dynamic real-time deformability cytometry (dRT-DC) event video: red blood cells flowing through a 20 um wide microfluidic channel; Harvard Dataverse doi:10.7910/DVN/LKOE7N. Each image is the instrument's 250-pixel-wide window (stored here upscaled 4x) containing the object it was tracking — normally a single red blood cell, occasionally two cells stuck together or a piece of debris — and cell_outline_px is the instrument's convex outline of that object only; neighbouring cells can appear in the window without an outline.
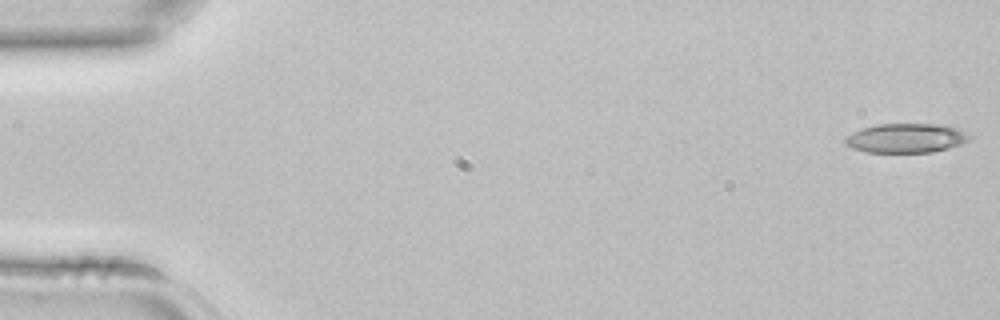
{"species": "common noctule bat (a hibernating species)", "species_latin": "Nyctalus noctula", "temperature_condition": "room temperature", "stored_images_in_passage": 43, "camera_frame_rate_fps": 3000, "um_per_image_px": 0.085, "animal": {"sex": "female", "body_mass_g": 22.7, "forearm_length_mm": 54.2}, "frame": {"image": 1, "passage_image": 1, "time_ms": 0.0, "image_size_px": [1000, 320], "cell_outline_px": [[972, 136], [968, 140], [960, 144], [948, 148], [932, 152], [864, 152], [852, 148], [844, 144], [844, 136], [860, 128], [876, 124], [944, 124], [960, 128]], "centroid_in_image_um": [76.99, 11.73], "position_along_channel_um": 8.0, "area_um2": 21.56}}
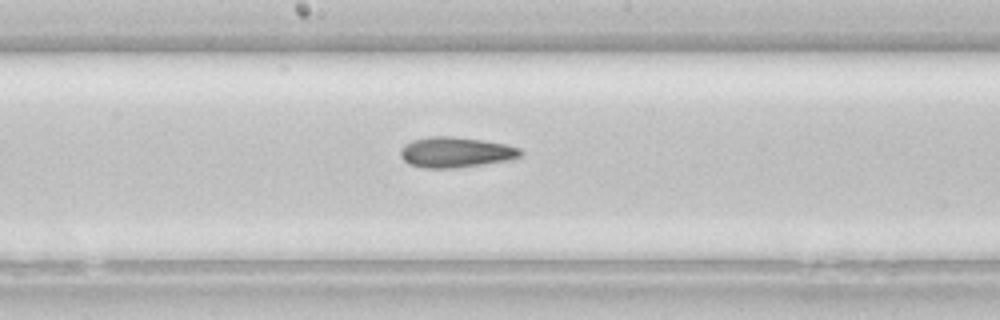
{"frame": {"image": 2, "passage_image": 23, "time_ms": 7.333, "image_size_px": [1000, 320], "cell_outline_px": [[524, 152], [520, 156], [508, 160], [456, 168], [424, 168], [408, 164], [400, 156], [400, 148], [404, 144], [412, 140], [428, 136], [452, 136], [484, 140], [504, 144], [520, 148]], "centroid_in_image_um": [38.7, 12.93], "position_along_channel_um": 209.5, "area_um2": 21.44}}
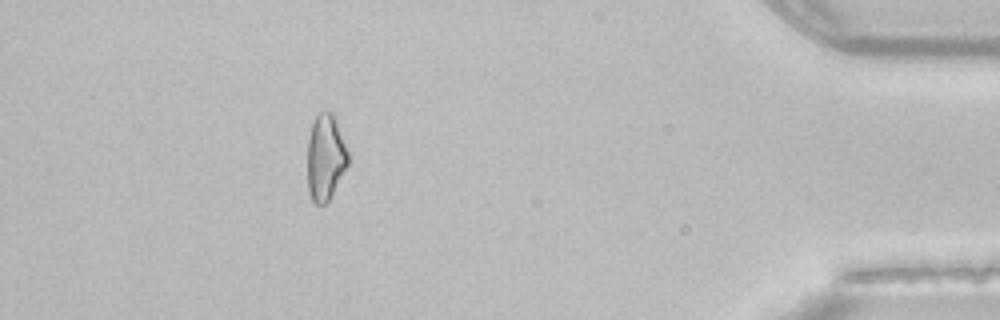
{"frame": {"image": 3, "passage_image": 39, "time_ms": 12.667, "image_size_px": [1000, 320], "cell_outline_px": [[348, 164], [332, 196], [324, 204], [316, 204], [312, 200], [308, 192], [308, 140], [312, 124], [316, 116], [320, 112], [332, 112], [336, 116], [348, 152]], "centroid_in_image_um": [27.68, 13.37], "position_along_channel_um": 407.5, "area_um2": 20.46}}